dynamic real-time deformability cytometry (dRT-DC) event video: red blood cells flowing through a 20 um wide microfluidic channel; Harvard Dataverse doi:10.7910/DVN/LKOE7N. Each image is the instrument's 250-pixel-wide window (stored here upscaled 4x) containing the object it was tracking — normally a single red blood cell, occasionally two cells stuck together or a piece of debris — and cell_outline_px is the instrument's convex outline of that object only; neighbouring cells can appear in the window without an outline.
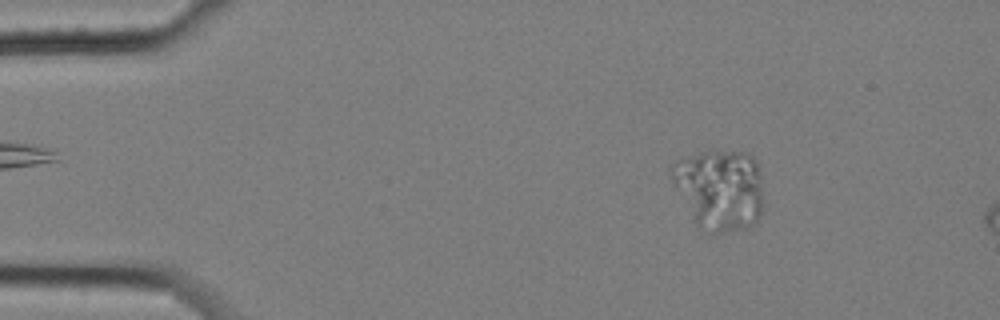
{"species": "common noctule bat (a hibernating species)", "species_latin": "Nyctalus noctula", "temperature_condition": "cold", "stored_images_in_passage": 8, "camera_frame_rate_fps": 3000, "um_per_image_px": 0.085, "animal": {"sex": "female", "body_mass_g": 25.1}, "frame": {"image": 1, "passage_image": 2, "time_ms": 0.333, "image_size_px": [1000, 320], "cell_outline_px": [[760, 212], [756, 220], [748, 228], [712, 236], [708, 236], [692, 220], [672, 180], [668, 168], [680, 160], [700, 152], [748, 152], [756, 160], [760, 172]], "centroid_in_image_um": [61.13, 16.16], "position_along_channel_um": 23.9, "area_um2": 43.35}}
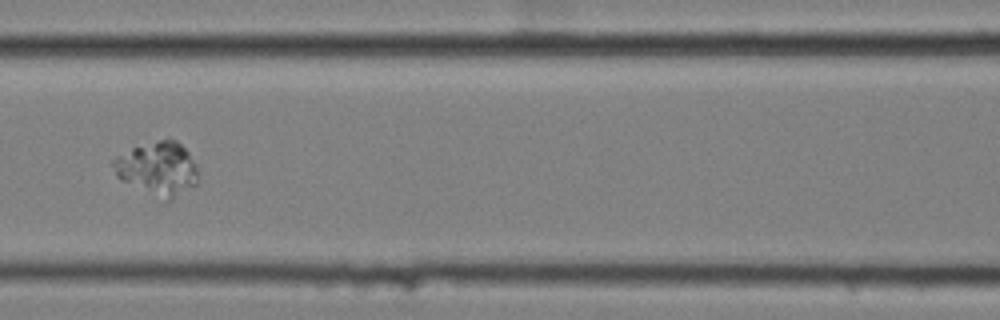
{"frame": {"image": 2, "passage_image": 6, "time_ms": 1.667, "image_size_px": [1000, 320], "cell_outline_px": [[196, 184], [172, 200], [164, 204], [120, 180], [116, 176], [112, 164], [112, 160], [116, 156], [132, 148], [168, 136], [176, 140], [188, 152], [196, 168]], "centroid_in_image_um": [13.36, 14.37], "position_along_channel_um": 153.2, "area_um2": 27.11}}
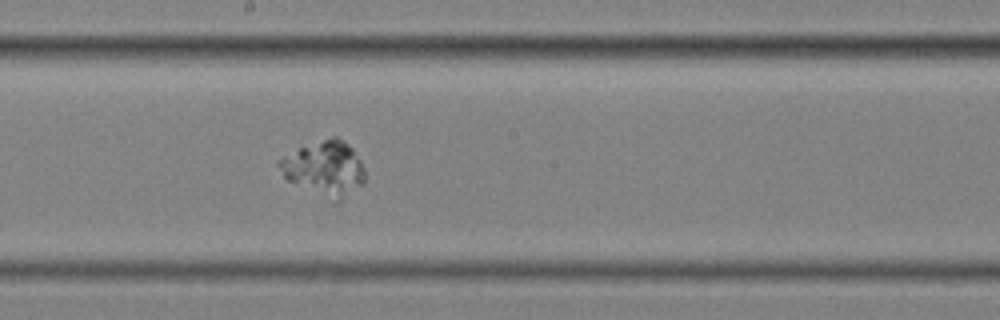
{"frame": {"image": 3, "passage_image": 8, "time_ms": 2.333, "image_size_px": [1000, 320], "cell_outline_px": [[364, 184], [340, 200], [336, 200], [288, 180], [284, 176], [276, 164], [276, 160], [300, 148], [332, 136], [336, 136], [344, 140], [352, 148], [360, 160], [364, 172]], "centroid_in_image_um": [27.6, 14.27], "position_along_channel_um": 220.6, "area_um2": 26.47}}